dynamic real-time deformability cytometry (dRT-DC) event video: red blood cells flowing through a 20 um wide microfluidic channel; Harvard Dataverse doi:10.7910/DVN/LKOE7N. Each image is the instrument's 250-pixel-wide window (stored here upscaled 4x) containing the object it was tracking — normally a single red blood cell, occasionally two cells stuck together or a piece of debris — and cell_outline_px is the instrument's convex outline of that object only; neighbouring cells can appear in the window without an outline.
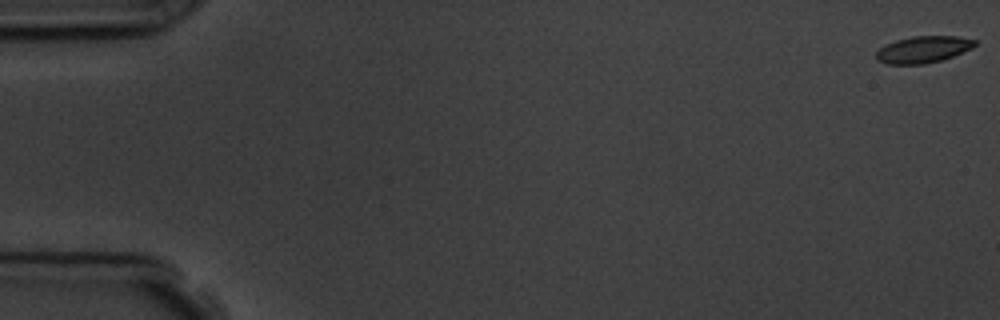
{"species": "common noctule bat (a hibernating species)", "species_latin": "Nyctalus noctula", "temperature_condition": "room temperature", "stored_images_in_passage": 4, "camera_frame_rate_fps": 3000, "um_per_image_px": 0.085, "animal": {"sex": "male", "body_mass_g": 19.5, "forearm_length_mm": 54.6}, "frame": {"image": 1, "passage_image": 1, "time_ms": 0.0, "image_size_px": [1000, 320], "cell_outline_px": [[976, 44], [972, 48], [952, 56], [940, 60], [924, 64], [888, 64], [876, 60], [876, 52], [884, 44], [896, 40], [912, 36], [956, 36], [976, 40]], "centroid_in_image_um": [78.43, 4.2], "position_along_channel_um": 6.6, "area_um2": 15.32}}